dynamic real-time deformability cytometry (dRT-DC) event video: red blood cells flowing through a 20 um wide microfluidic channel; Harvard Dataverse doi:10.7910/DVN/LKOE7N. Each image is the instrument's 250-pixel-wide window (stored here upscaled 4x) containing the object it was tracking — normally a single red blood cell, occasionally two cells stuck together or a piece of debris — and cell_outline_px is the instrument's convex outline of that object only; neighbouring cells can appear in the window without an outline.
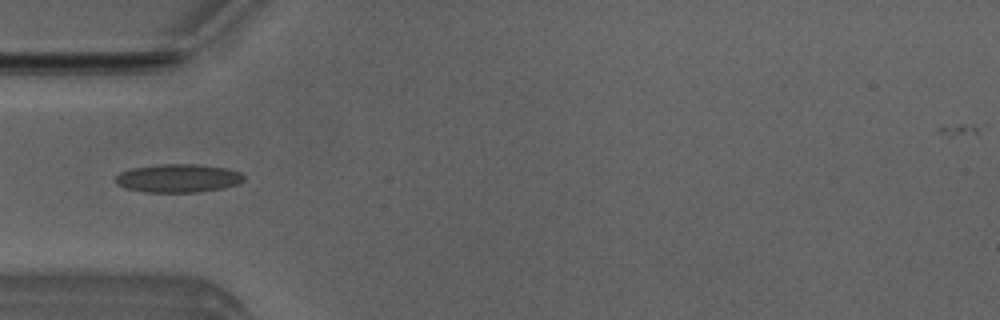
{"species": "Egyptian fruit bat (a non-hibernating species)", "species_latin": "Rousettus aegyptiacus", "temperature_condition": "room temperature", "stored_images_in_passage": 42, "camera_frame_rate_fps": 3000, "um_per_image_px": 0.085, "animal": {"sex": "male"}, "frame": {"image": 1, "passage_image": 7, "time_ms": 2.0, "image_size_px": [1000, 320], "cell_outline_px": [[244, 180], [236, 184], [220, 188], [196, 192], [144, 192], [124, 188], [116, 184], [112, 180], [120, 172], [132, 168], [160, 164], [196, 164], [228, 168], [240, 172], [244, 176]], "centroid_in_image_um": [15.09, 15.14], "position_along_channel_um": 69.9, "area_um2": 21.27}}
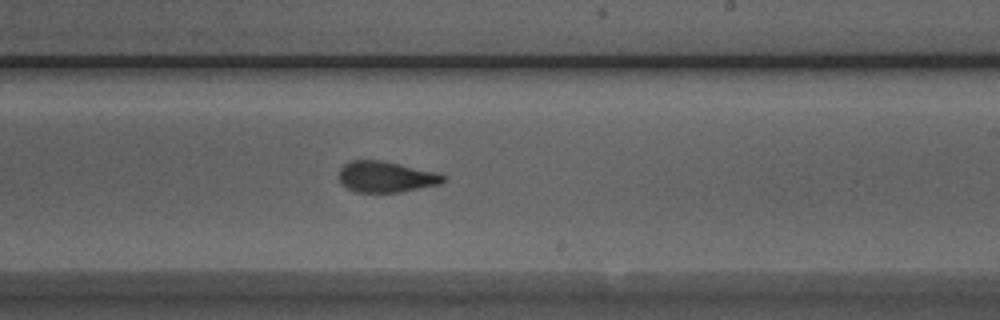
{"frame": {"image": 2, "passage_image": 21, "time_ms": 6.667, "image_size_px": [1000, 320], "cell_outline_px": [[444, 180], [440, 184], [400, 192], [356, 192], [348, 188], [340, 180], [340, 168], [344, 164], [352, 160], [380, 160], [440, 172], [444, 176]], "centroid_in_image_um": [32.84, 15.02], "position_along_channel_um": 256.2, "area_um2": 18.73}}
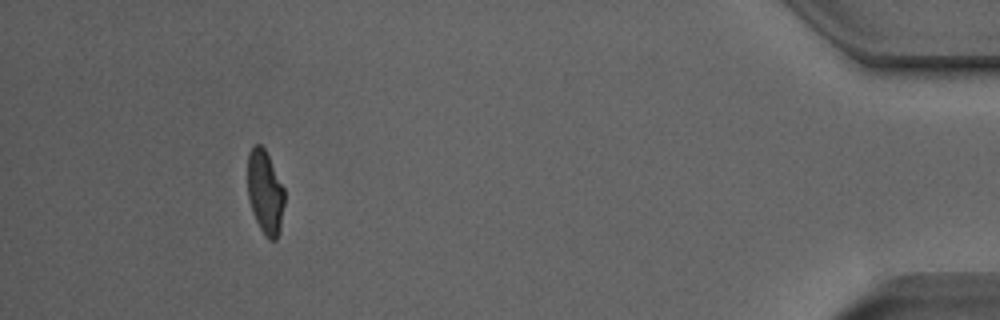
{"frame": {"image": 3, "passage_image": 38, "time_ms": 12.333, "image_size_px": [1000, 320], "cell_outline_px": [[284, 204], [280, 228], [276, 240], [268, 240], [264, 236], [252, 212], [248, 196], [248, 152], [252, 144], [260, 144], [264, 148], [284, 188]], "centroid_in_image_um": [22.52, 16.34], "position_along_channel_um": 412.7, "area_um2": 17.98}, "authors_computed_cell_mechanics": {"area_um2": 19.5075, "velocity_mm_per_s": 3.9828, "shape_relaxation_time_tau1_ms": 6.9903, "shape_relaxation_time_tau2_ms": 1.3046, "deformation_change_tau1": 0.1861, "deformation_change_tau2": 0.0815}}